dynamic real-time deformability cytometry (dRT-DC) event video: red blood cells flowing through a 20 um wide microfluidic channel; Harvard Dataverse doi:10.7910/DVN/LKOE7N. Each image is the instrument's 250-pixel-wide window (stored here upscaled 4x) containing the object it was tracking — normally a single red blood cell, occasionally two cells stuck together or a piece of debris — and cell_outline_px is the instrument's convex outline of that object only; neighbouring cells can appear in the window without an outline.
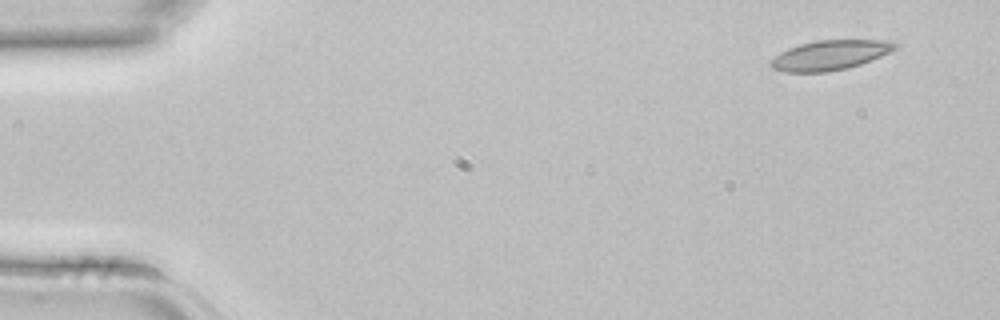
{"species": "common noctule bat (a hibernating species)", "species_latin": "Nyctalus noctula", "temperature_condition": "room temperature", "stored_images_in_passage": 4, "camera_frame_rate_fps": 3000, "um_per_image_px": 0.085, "animal": {"sex": "female", "body_mass_g": 22.7, "forearm_length_mm": 54.2}, "frame": {"image": 1, "passage_image": 1, "time_ms": 0.0, "image_size_px": [1000, 320], "cell_outline_px": [[900, 44], [896, 48], [880, 56], [860, 64], [848, 68], [824, 72], [784, 72], [772, 68], [768, 64], [780, 52], [788, 48], [800, 44], [816, 40], [888, 40]], "centroid_in_image_um": [70.54, 4.68], "position_along_channel_um": 14.5, "area_um2": 21.44}}
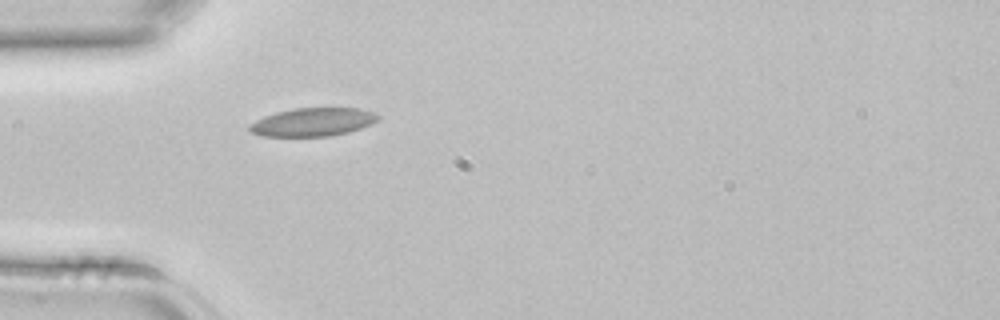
{"frame": {"image": 2, "passage_image": 4, "time_ms": 1.0, "image_size_px": [1000, 320], "cell_outline_px": [[380, 116], [372, 124], [348, 132], [332, 136], [260, 136], [248, 132], [248, 124], [264, 116], [276, 112], [292, 108], [360, 108], [376, 112]], "centroid_in_image_um": [26.56, 10.37], "position_along_channel_um": 58.4, "area_um2": 21.44}}